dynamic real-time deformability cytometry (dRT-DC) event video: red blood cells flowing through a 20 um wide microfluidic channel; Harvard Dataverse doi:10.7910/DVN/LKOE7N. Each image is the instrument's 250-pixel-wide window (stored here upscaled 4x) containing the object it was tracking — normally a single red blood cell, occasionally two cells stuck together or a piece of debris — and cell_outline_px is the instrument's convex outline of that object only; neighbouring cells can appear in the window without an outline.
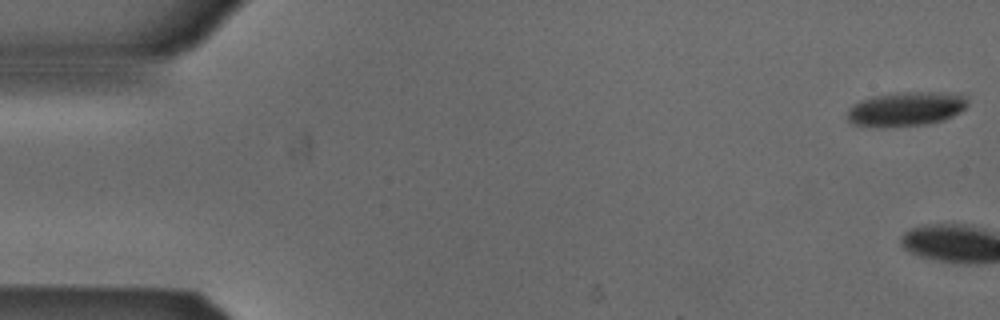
{"species": "Egyptian fruit bat (a non-hibernating species)", "species_latin": "Rousettus aegyptiacus", "temperature_condition": "cold", "stored_images_in_passage": 5, "camera_frame_rate_fps": 3000, "um_per_image_px": 0.085, "animal": {"sex": "male"}, "frame": {"image": 1, "passage_image": 1, "time_ms": 0.0, "image_size_px": [1000, 320], "cell_outline_px": [[968, 104], [960, 112], [944, 120], [928, 124], [852, 124], [848, 120], [848, 108], [852, 104], [860, 100], [872, 96], [928, 92], [968, 96]], "centroid_in_image_um": [77.05, 9.24], "position_along_channel_um": 8.0, "area_um2": 22.72}}